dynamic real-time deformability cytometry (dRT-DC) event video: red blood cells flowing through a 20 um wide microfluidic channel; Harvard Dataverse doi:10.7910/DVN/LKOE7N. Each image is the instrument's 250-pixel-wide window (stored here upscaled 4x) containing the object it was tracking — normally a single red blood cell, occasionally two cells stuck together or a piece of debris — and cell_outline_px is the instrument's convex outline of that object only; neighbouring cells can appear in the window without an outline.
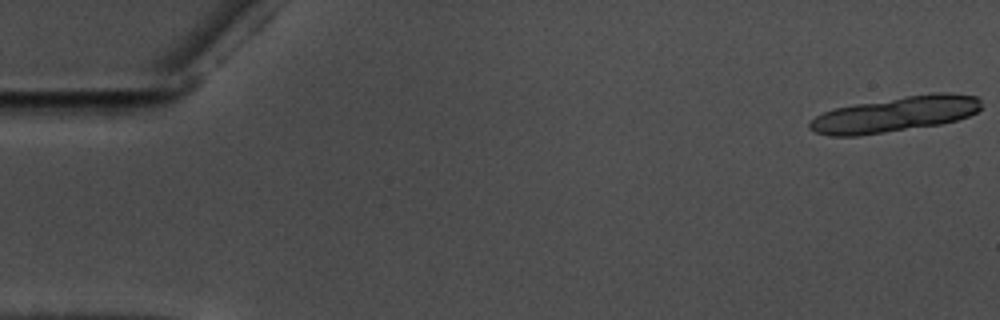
{"species": "common noctule bat (a hibernating species)", "species_latin": "Nyctalus noctula", "temperature_condition": "warm", "stored_images_in_passage": 22, "segment_of_instrument_passage": [1, 2], "camera_frame_rate_fps": 3000, "um_per_image_px": 0.085, "animal": {"sex": "male", "body_mass_g": 17.5, "forearm_length_mm": 52.3}, "frame": {"image": 1, "passage_image": 1, "time_ms": 0.0, "image_size_px": [1000, 320], "cell_outline_px": [[980, 108], [976, 112], [968, 116], [956, 120], [940, 124], [856, 136], [832, 136], [816, 132], [808, 128], [808, 124], [816, 116], [824, 112], [836, 108], [856, 104], [904, 96], [936, 92], [948, 92], [976, 96], [980, 100]], "centroid_in_image_um": [76.1, 9.7], "position_along_channel_um": 8.9, "area_um2": 34.97}}